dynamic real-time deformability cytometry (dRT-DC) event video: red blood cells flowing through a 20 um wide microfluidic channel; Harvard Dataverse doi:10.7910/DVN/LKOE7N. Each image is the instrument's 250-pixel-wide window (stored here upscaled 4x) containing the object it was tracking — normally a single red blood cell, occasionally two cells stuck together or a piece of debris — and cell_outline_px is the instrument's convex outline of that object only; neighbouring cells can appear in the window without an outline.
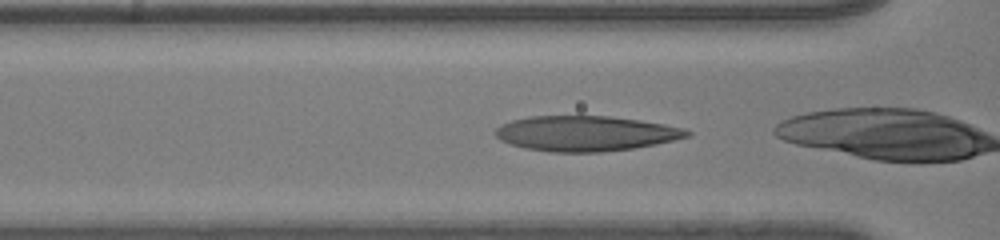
{"species": "human", "species_latin": "Homo sapiens", "temperature_condition": "room temperature", "stored_images_in_passage": 31, "camera_frame_rate_fps": 3000, "um_per_image_px": 0.085, "donor": {"sex": "male"}, "frame": {"image": 1, "passage_image": 21, "time_ms": 6.667, "image_size_px": [1000, 240], "cell_outline_px": [[692, 136], [656, 144], [636, 148], [600, 152], [552, 152], [524, 148], [500, 140], [496, 136], [496, 128], [500, 124], [512, 120], [528, 116], [608, 116], [640, 120], [664, 124], [684, 128], [692, 132]], "centroid_in_image_um": [49.81, 11.34], "position_along_channel_um": 116.8, "area_um2": 39.48}}
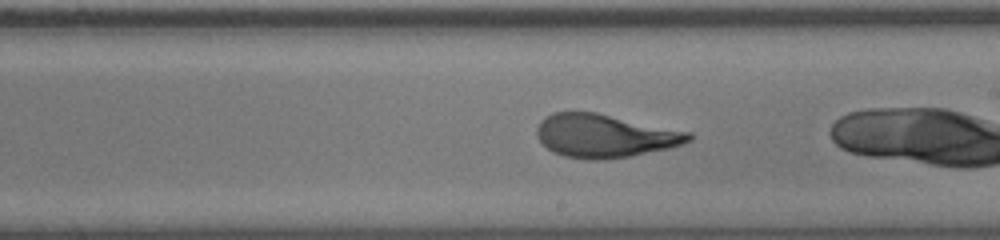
{"frame": {"image": 2, "passage_image": 30, "time_ms": 9.667, "image_size_px": [1000, 240], "cell_outline_px": [[692, 140], [684, 144], [668, 148], [628, 156], [596, 160], [592, 160], [564, 156], [548, 148], [540, 140], [536, 132], [536, 128], [540, 120], [544, 116], [552, 112], [596, 112], [692, 132]], "centroid_in_image_um": [51.41, 11.52], "position_along_channel_um": 237.6, "area_um2": 38.15}}